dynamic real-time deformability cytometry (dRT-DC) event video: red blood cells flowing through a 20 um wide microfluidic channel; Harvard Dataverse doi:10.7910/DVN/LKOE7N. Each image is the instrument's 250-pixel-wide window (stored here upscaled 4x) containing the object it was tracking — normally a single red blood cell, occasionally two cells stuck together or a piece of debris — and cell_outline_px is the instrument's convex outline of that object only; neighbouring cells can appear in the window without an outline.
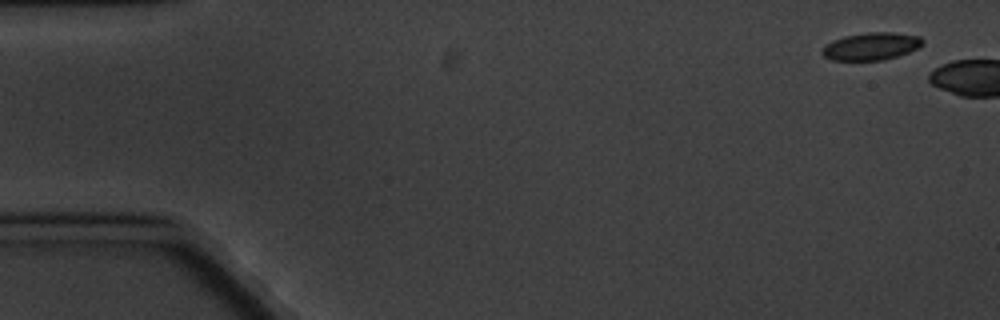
{"species": "common noctule bat (a hibernating species)", "species_latin": "Nyctalus noctula", "temperature_condition": "cold", "stored_images_in_passage": 3, "camera_frame_rate_fps": 3000, "um_per_image_px": 0.085, "animal": {"sex": "male", "body_mass_g": 20.1, "forearm_length_mm": 53.5}, "frame": {"image": 1, "passage_image": 1, "time_ms": 0.0, "image_size_px": [1000, 320], "cell_outline_px": [[924, 44], [908, 52], [896, 56], [880, 60], [832, 60], [824, 56], [820, 52], [832, 40], [844, 36], [868, 32], [892, 32], [920, 36], [924, 40]], "centroid_in_image_um": [74.06, 3.92], "position_along_channel_um": 10.9, "area_um2": 15.95}}